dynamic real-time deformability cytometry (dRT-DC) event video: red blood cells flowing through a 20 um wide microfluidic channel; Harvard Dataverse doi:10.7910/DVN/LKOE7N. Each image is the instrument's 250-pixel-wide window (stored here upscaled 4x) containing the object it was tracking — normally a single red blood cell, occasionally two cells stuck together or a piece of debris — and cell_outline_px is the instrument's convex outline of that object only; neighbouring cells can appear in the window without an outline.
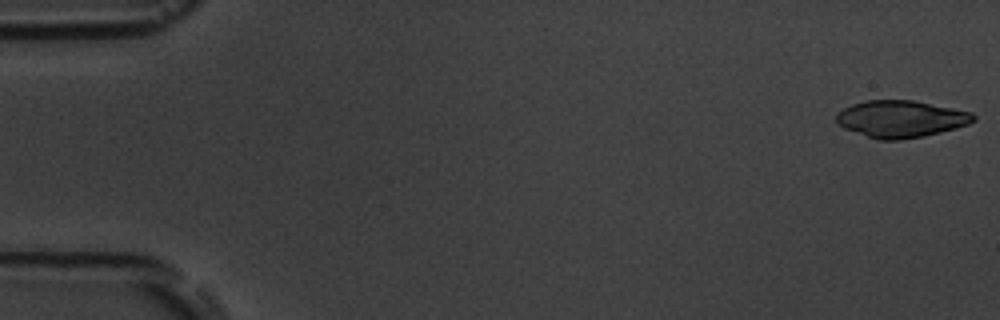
{"species": "common noctule bat (a hibernating species)", "species_latin": "Nyctalus noctula", "temperature_condition": "room temperature", "stored_images_in_passage": 3, "camera_frame_rate_fps": 3000, "um_per_image_px": 0.085, "animal": {"sex": "male", "body_mass_g": 19.5, "forearm_length_mm": 54.6}, "frame": {"image": 1, "passage_image": 1, "time_ms": 0.0, "image_size_px": [1000, 320], "cell_outline_px": [[976, 120], [968, 124], [940, 132], [924, 136], [900, 140], [876, 140], [844, 128], [836, 120], [836, 116], [844, 108], [852, 104], [868, 100], [912, 100], [972, 112], [976, 116]], "centroid_in_image_um": [76.58, 10.11], "position_along_channel_um": 8.4, "area_um2": 29.36}}